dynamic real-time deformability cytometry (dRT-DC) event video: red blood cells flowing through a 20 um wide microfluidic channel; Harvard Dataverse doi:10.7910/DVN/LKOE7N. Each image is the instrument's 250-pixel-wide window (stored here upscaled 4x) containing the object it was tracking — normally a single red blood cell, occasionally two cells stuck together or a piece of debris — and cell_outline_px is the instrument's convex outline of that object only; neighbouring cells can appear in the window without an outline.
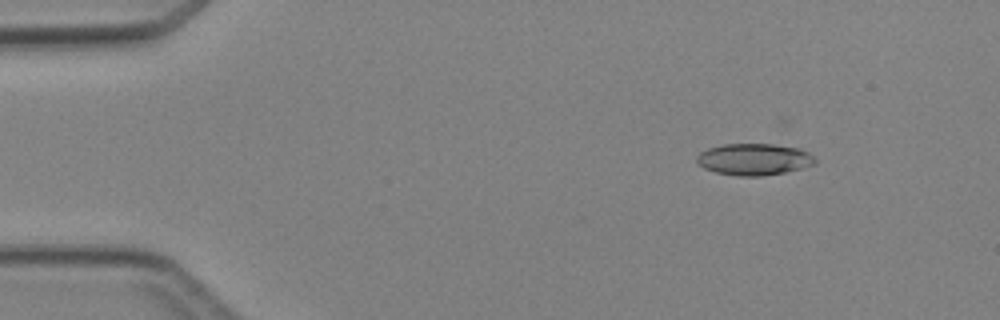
{"species": "Egyptian fruit bat (a non-hibernating species)", "species_latin": "Rousettus aegyptiacus", "temperature_condition": "cold", "stored_images_in_passage": 4, "camera_frame_rate_fps": 3000, "um_per_image_px": 0.085, "animal": {"sex": "female"}, "frame": {"image": 1, "passage_image": 2, "time_ms": 1.0, "image_size_px": [1000, 320], "cell_outline_px": [[816, 164], [784, 172], [760, 176], [736, 176], [716, 172], [704, 168], [696, 160], [696, 156], [700, 152], [708, 148], [724, 144], [772, 144], [800, 148], [808, 152], [816, 160]], "centroid_in_image_um": [64.08, 13.54], "position_along_channel_um": 20.9, "area_um2": 21.73}}